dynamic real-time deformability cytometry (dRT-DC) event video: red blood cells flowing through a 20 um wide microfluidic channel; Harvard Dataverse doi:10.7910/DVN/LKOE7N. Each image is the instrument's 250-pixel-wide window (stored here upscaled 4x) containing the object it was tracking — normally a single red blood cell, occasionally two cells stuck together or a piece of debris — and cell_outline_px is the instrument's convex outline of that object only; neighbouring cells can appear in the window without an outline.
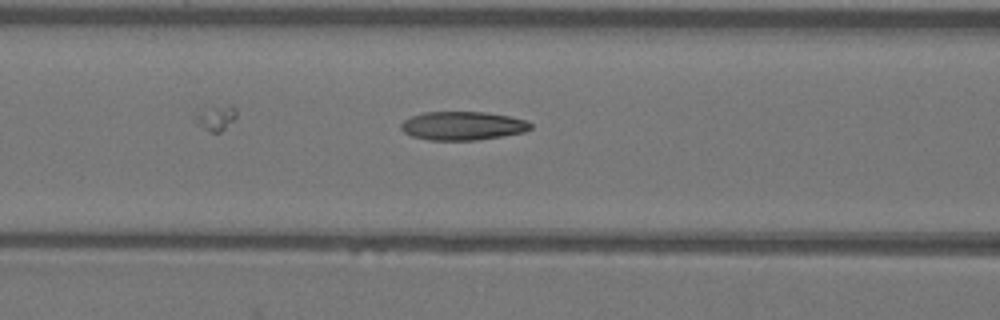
{"species": "Egyptian fruit bat (a non-hibernating species)", "species_latin": "Rousettus aegyptiacus", "temperature_condition": "warm", "stored_images_in_passage": 18, "camera_frame_rate_fps": 3000, "um_per_image_px": 0.085, "animal": {"sex": "female"}, "frame": {"image": 1, "passage_image": 16, "time_ms": 5.0, "image_size_px": [1000, 320], "cell_outline_px": [[532, 128], [524, 132], [476, 140], [428, 140], [412, 136], [404, 132], [400, 128], [400, 124], [404, 120], [412, 116], [424, 112], [484, 112], [508, 116], [528, 120], [532, 124]], "centroid_in_image_um": [39.32, 10.69], "position_along_channel_um": 127.3, "area_um2": 21.56}}